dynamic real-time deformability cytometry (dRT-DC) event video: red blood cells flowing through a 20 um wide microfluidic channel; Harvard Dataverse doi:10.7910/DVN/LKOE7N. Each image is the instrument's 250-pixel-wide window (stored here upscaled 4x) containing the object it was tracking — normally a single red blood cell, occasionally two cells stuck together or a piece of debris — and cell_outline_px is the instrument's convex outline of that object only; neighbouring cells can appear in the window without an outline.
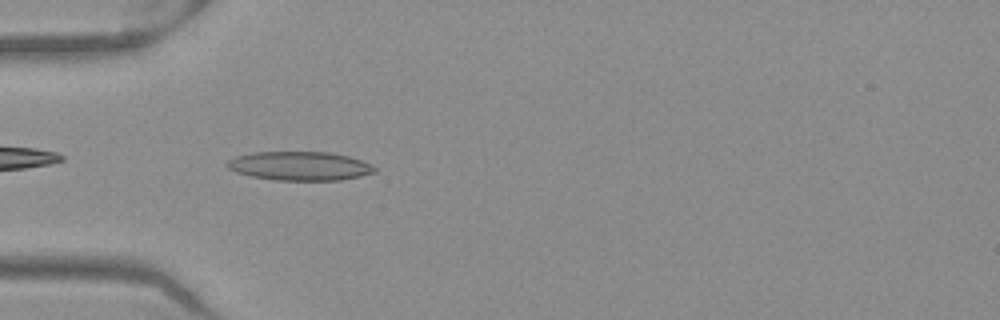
{"species": "Egyptian fruit bat (a non-hibernating species)", "species_latin": "Rousettus aegyptiacus", "temperature_condition": "warm", "stored_images_in_passage": 39, "camera_frame_rate_fps": 3000, "um_per_image_px": 0.085, "frame": {"image": 1, "passage_image": 4, "time_ms": 1.0, "image_size_px": [1000, 320], "cell_outline_px": [[376, 172], [360, 176], [340, 180], [276, 180], [252, 176], [236, 172], [228, 168], [224, 164], [228, 160], [236, 156], [252, 152], [328, 152], [348, 156], [372, 164], [376, 168]], "centroid_in_image_um": [25.47, 14.1], "position_along_channel_um": 59.5, "area_um2": 24.8}}
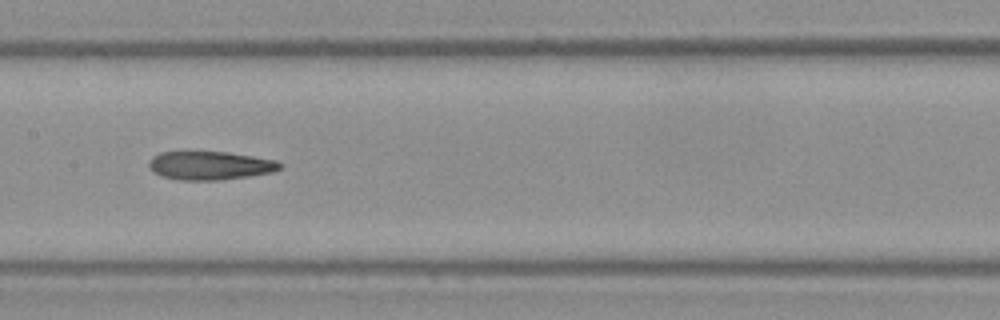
{"frame": {"image": 2, "passage_image": 14, "time_ms": 4.333, "image_size_px": [1000, 320], "cell_outline_px": [[284, 168], [272, 172], [248, 176], [220, 180], [180, 180], [160, 176], [152, 172], [148, 164], [148, 160], [152, 156], [160, 152], [228, 152], [276, 160], [284, 164]], "centroid_in_image_um": [17.85, 14.07], "position_along_channel_um": 189.6, "area_um2": 21.96}}
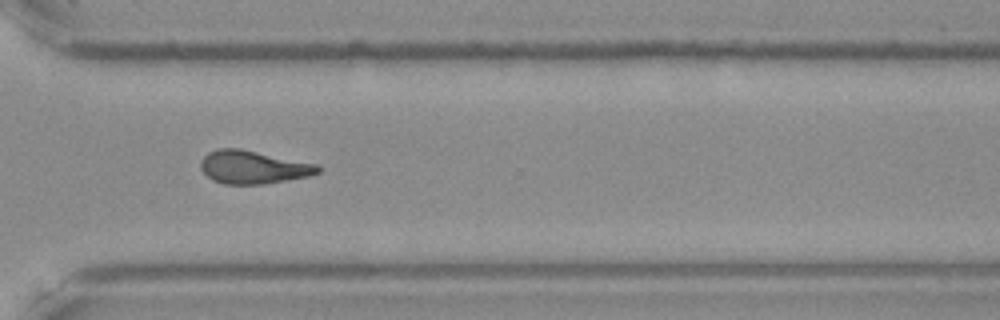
{"frame": {"image": 3, "passage_image": 26, "time_ms": 8.333, "image_size_px": [1000, 320], "cell_outline_px": [[320, 172], [312, 176], [264, 184], [224, 184], [212, 180], [200, 168], [200, 160], [208, 152], [216, 148], [240, 148], [316, 164], [320, 168]], "centroid_in_image_um": [21.5, 14.21], "position_along_channel_um": 349.1, "area_um2": 22.72}, "authors_computed_cell_mechanics": {"area_um2": 22.253, "velocity_mm_per_s": 3.9991, "shape_relaxation_time_tau1_ms": 9.3746, "shape_relaxation_time_tau2_ms": 3.2078, "deformation_change_tau1": 0.2976, "deformation_change_tau2": 0.147}}